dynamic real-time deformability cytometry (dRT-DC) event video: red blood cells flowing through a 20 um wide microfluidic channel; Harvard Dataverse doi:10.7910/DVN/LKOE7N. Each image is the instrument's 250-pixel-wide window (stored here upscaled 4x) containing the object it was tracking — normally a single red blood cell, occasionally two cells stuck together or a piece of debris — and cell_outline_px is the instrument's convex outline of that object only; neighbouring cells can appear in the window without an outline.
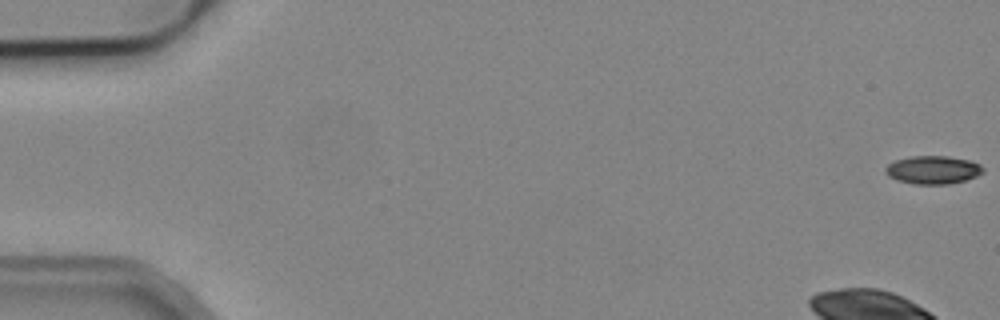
{"species": "common noctule bat (a hibernating species)", "species_latin": "Nyctalus noctula", "temperature_condition": "cold", "stored_images_in_passage": 4, "camera_frame_rate_fps": 3000, "um_per_image_px": 0.085, "animal": {"sex": "male", "body_mass_g": 19.2, "forearm_length_mm": 51.8}, "frame": {"image": 1, "passage_image": 1, "time_ms": 0.0, "image_size_px": [1000, 320], "cell_outline_px": [[984, 172], [976, 176], [964, 180], [948, 184], [912, 184], [896, 180], [888, 176], [884, 172], [884, 168], [888, 164], [896, 160], [912, 156], [948, 156], [968, 160], [980, 164], [984, 168]], "centroid_in_image_um": [79.27, 14.44], "position_along_channel_um": 5.7, "area_um2": 16.07}}